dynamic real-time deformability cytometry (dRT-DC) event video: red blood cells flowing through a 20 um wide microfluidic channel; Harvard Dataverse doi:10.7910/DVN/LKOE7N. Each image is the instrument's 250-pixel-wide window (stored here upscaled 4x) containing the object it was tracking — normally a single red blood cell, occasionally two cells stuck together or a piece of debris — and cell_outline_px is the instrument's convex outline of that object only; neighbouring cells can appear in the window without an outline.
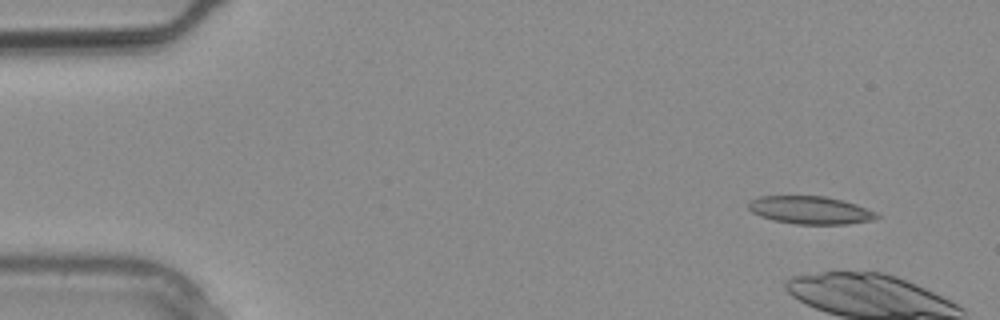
{"species": "common noctule bat (a hibernating species)", "species_latin": "Nyctalus noctula", "temperature_condition": "warm", "stored_images_in_passage": 3, "camera_frame_rate_fps": 3000, "um_per_image_px": 0.085, "animal": {"sex": "male", "body_mass_g": 20.4}, "frame": {"image": 1, "passage_image": 1, "time_ms": 0.0, "image_size_px": [1000, 320], "cell_outline_px": [[880, 216], [872, 220], [848, 224], [796, 224], [772, 220], [760, 216], [752, 212], [748, 208], [748, 204], [752, 200], [760, 196], [824, 196], [856, 204], [876, 212]], "centroid_in_image_um": [68.87, 17.87], "position_along_channel_um": 16.1, "area_um2": 20.69}}